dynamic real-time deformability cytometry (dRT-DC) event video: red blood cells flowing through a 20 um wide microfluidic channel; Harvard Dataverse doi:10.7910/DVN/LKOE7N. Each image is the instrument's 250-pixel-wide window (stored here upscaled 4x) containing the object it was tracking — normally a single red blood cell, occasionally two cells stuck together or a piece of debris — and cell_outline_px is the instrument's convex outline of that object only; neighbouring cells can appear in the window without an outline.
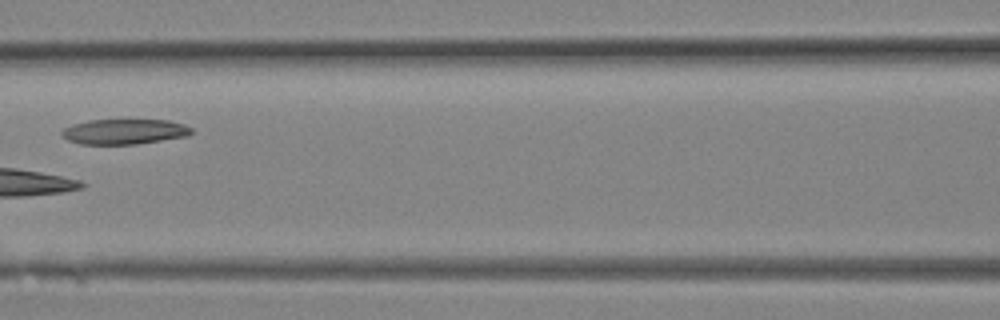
{"species": "Egyptian fruit bat (a non-hibernating species)", "species_latin": "Rousettus aegyptiacus", "temperature_condition": "room temperature", "stored_images_in_passage": 25, "camera_frame_rate_fps": 3000, "um_per_image_px": 0.085, "animal": {"sex": "female"}, "frame": {"image": 1, "passage_image": 11, "time_ms": 3.333, "image_size_px": [1000, 320], "cell_outline_px": [[192, 132], [188, 136], [136, 144], [80, 144], [68, 140], [60, 132], [64, 128], [72, 124], [88, 120], [168, 120], [184, 124], [192, 128]], "centroid_in_image_um": [10.57, 11.18], "position_along_channel_um": 156.0, "area_um2": 19.02}}